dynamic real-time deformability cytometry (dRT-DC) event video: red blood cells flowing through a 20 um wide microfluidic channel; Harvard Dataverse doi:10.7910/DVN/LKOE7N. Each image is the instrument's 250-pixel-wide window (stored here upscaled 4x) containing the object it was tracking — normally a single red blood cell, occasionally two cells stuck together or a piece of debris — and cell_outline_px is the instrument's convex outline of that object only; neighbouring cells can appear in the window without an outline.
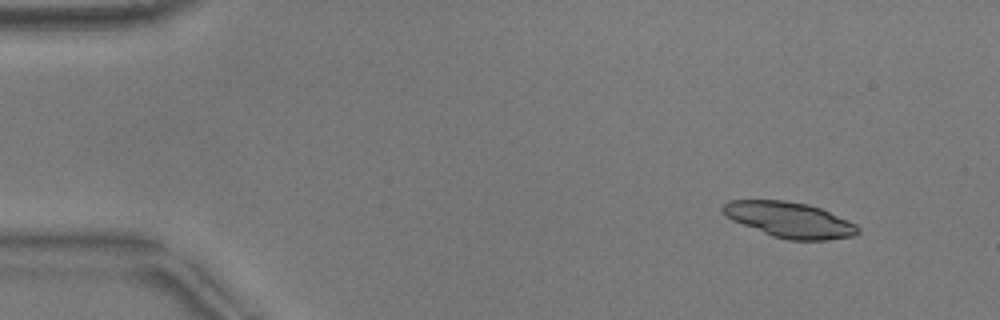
{"species": "common noctule bat (a hibernating species)", "species_latin": "Nyctalus noctula", "temperature_condition": "warm", "stored_images_in_passage": 8, "camera_frame_rate_fps": 3000, "um_per_image_px": 0.085, "animal": {"sex": "male", "body_mass_g": 17.9}, "frame": {"image": 1, "passage_image": 1, "time_ms": 0.0, "image_size_px": [1000, 320], "cell_outline_px": [[860, 232], [852, 236], [824, 240], [788, 240], [772, 236], [732, 220], [724, 216], [720, 208], [728, 200], [784, 200], [808, 204], [820, 208], [848, 220], [856, 224], [860, 228]], "centroid_in_image_um": [67.09, 18.68], "position_along_channel_um": 17.9, "area_um2": 27.98}}